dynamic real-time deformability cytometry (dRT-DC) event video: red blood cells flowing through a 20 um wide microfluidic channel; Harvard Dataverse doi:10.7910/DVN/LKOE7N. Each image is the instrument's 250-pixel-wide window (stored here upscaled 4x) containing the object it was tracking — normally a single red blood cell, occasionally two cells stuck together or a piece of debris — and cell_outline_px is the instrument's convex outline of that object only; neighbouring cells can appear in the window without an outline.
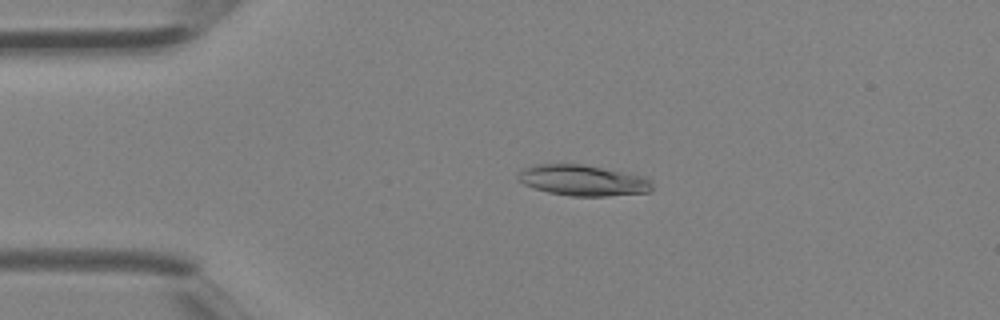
{"species": "Egyptian fruit bat (a non-hibernating species)", "species_latin": "Rousettus aegyptiacus", "temperature_condition": "room temperature", "stored_images_in_passage": 3, "camera_frame_rate_fps": 3000, "um_per_image_px": 0.085, "animal": {"sex": "female"}, "frame": {"image": 1, "passage_image": 2, "time_ms": 0.333, "image_size_px": [1000, 320], "cell_outline_px": [[652, 188], [648, 192], [608, 196], [572, 196], [548, 192], [524, 184], [516, 176], [524, 168], [536, 164], [580, 164], [648, 176], [652, 180]], "centroid_in_image_um": [49.6, 15.33], "position_along_channel_um": 35.4, "area_um2": 24.04}}